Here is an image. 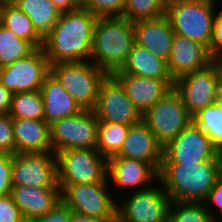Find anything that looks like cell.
<instances>
[{"label":"cell","instance_id":"cell-1","mask_svg":"<svg viewBox=\"0 0 222 222\" xmlns=\"http://www.w3.org/2000/svg\"><path fill=\"white\" fill-rule=\"evenodd\" d=\"M98 17L85 7L62 12L44 37L43 50L48 64L89 61L94 27Z\"/></svg>","mask_w":222,"mask_h":222},{"label":"cell","instance_id":"cell-2","mask_svg":"<svg viewBox=\"0 0 222 222\" xmlns=\"http://www.w3.org/2000/svg\"><path fill=\"white\" fill-rule=\"evenodd\" d=\"M222 172V161L198 164H161V183L172 202H204Z\"/></svg>","mask_w":222,"mask_h":222},{"label":"cell","instance_id":"cell-3","mask_svg":"<svg viewBox=\"0 0 222 222\" xmlns=\"http://www.w3.org/2000/svg\"><path fill=\"white\" fill-rule=\"evenodd\" d=\"M135 44L133 22L123 17L97 19L89 61L108 74L121 69Z\"/></svg>","mask_w":222,"mask_h":222},{"label":"cell","instance_id":"cell-4","mask_svg":"<svg viewBox=\"0 0 222 222\" xmlns=\"http://www.w3.org/2000/svg\"><path fill=\"white\" fill-rule=\"evenodd\" d=\"M49 72L82 110L89 111L95 109L100 85L108 75L90 61L56 63L49 66Z\"/></svg>","mask_w":222,"mask_h":222},{"label":"cell","instance_id":"cell-5","mask_svg":"<svg viewBox=\"0 0 222 222\" xmlns=\"http://www.w3.org/2000/svg\"><path fill=\"white\" fill-rule=\"evenodd\" d=\"M108 178L103 183L60 187L61 202L71 211L109 222L117 218V200L111 196Z\"/></svg>","mask_w":222,"mask_h":222},{"label":"cell","instance_id":"cell-6","mask_svg":"<svg viewBox=\"0 0 222 222\" xmlns=\"http://www.w3.org/2000/svg\"><path fill=\"white\" fill-rule=\"evenodd\" d=\"M215 0L166 6L168 17L175 34L206 45L210 50L216 8Z\"/></svg>","mask_w":222,"mask_h":222},{"label":"cell","instance_id":"cell-7","mask_svg":"<svg viewBox=\"0 0 222 222\" xmlns=\"http://www.w3.org/2000/svg\"><path fill=\"white\" fill-rule=\"evenodd\" d=\"M58 185L103 183L108 160L96 149H69L56 154Z\"/></svg>","mask_w":222,"mask_h":222},{"label":"cell","instance_id":"cell-8","mask_svg":"<svg viewBox=\"0 0 222 222\" xmlns=\"http://www.w3.org/2000/svg\"><path fill=\"white\" fill-rule=\"evenodd\" d=\"M142 120L164 148L192 122V116L173 88L142 115Z\"/></svg>","mask_w":222,"mask_h":222},{"label":"cell","instance_id":"cell-9","mask_svg":"<svg viewBox=\"0 0 222 222\" xmlns=\"http://www.w3.org/2000/svg\"><path fill=\"white\" fill-rule=\"evenodd\" d=\"M98 127L95 113L89 110L53 122L49 125L52 151L96 149Z\"/></svg>","mask_w":222,"mask_h":222},{"label":"cell","instance_id":"cell-10","mask_svg":"<svg viewBox=\"0 0 222 222\" xmlns=\"http://www.w3.org/2000/svg\"><path fill=\"white\" fill-rule=\"evenodd\" d=\"M128 198L117 201V218L121 222H168L171 198L162 185L131 191Z\"/></svg>","mask_w":222,"mask_h":222},{"label":"cell","instance_id":"cell-11","mask_svg":"<svg viewBox=\"0 0 222 222\" xmlns=\"http://www.w3.org/2000/svg\"><path fill=\"white\" fill-rule=\"evenodd\" d=\"M12 186L59 187L56 154L52 150L13 154Z\"/></svg>","mask_w":222,"mask_h":222},{"label":"cell","instance_id":"cell-12","mask_svg":"<svg viewBox=\"0 0 222 222\" xmlns=\"http://www.w3.org/2000/svg\"><path fill=\"white\" fill-rule=\"evenodd\" d=\"M222 161L208 135L193 121L163 148L161 164H198Z\"/></svg>","mask_w":222,"mask_h":222},{"label":"cell","instance_id":"cell-13","mask_svg":"<svg viewBox=\"0 0 222 222\" xmlns=\"http://www.w3.org/2000/svg\"><path fill=\"white\" fill-rule=\"evenodd\" d=\"M93 112L99 122H115L135 125L142 120V114L128 98L122 84L108 74L102 81Z\"/></svg>","mask_w":222,"mask_h":222},{"label":"cell","instance_id":"cell-14","mask_svg":"<svg viewBox=\"0 0 222 222\" xmlns=\"http://www.w3.org/2000/svg\"><path fill=\"white\" fill-rule=\"evenodd\" d=\"M49 64L43 48L0 68V82L13 94L40 90Z\"/></svg>","mask_w":222,"mask_h":222},{"label":"cell","instance_id":"cell-15","mask_svg":"<svg viewBox=\"0 0 222 222\" xmlns=\"http://www.w3.org/2000/svg\"><path fill=\"white\" fill-rule=\"evenodd\" d=\"M174 89L181 96L185 108L192 117L221 99L215 71L211 65L177 79L174 82Z\"/></svg>","mask_w":222,"mask_h":222},{"label":"cell","instance_id":"cell-16","mask_svg":"<svg viewBox=\"0 0 222 222\" xmlns=\"http://www.w3.org/2000/svg\"><path fill=\"white\" fill-rule=\"evenodd\" d=\"M211 58L212 54L206 45L175 34L167 61L168 71L175 82L186 74L207 67Z\"/></svg>","mask_w":222,"mask_h":222},{"label":"cell","instance_id":"cell-17","mask_svg":"<svg viewBox=\"0 0 222 222\" xmlns=\"http://www.w3.org/2000/svg\"><path fill=\"white\" fill-rule=\"evenodd\" d=\"M107 178L116 189L134 188L136 192L150 188L158 180V173L143 161L113 156L108 159Z\"/></svg>","mask_w":222,"mask_h":222},{"label":"cell","instance_id":"cell-18","mask_svg":"<svg viewBox=\"0 0 222 222\" xmlns=\"http://www.w3.org/2000/svg\"><path fill=\"white\" fill-rule=\"evenodd\" d=\"M116 156L148 163L158 173L163 159V147L147 124L141 120L130 126L126 139Z\"/></svg>","mask_w":222,"mask_h":222},{"label":"cell","instance_id":"cell-19","mask_svg":"<svg viewBox=\"0 0 222 222\" xmlns=\"http://www.w3.org/2000/svg\"><path fill=\"white\" fill-rule=\"evenodd\" d=\"M123 86L128 98L143 115L174 88L173 80H159L129 74H112Z\"/></svg>","mask_w":222,"mask_h":222},{"label":"cell","instance_id":"cell-20","mask_svg":"<svg viewBox=\"0 0 222 222\" xmlns=\"http://www.w3.org/2000/svg\"><path fill=\"white\" fill-rule=\"evenodd\" d=\"M133 28L137 45L150 50L165 61L169 60L175 33L166 15L133 22Z\"/></svg>","mask_w":222,"mask_h":222},{"label":"cell","instance_id":"cell-21","mask_svg":"<svg viewBox=\"0 0 222 222\" xmlns=\"http://www.w3.org/2000/svg\"><path fill=\"white\" fill-rule=\"evenodd\" d=\"M10 195L25 220L37 221L61 202L60 187L12 186Z\"/></svg>","mask_w":222,"mask_h":222},{"label":"cell","instance_id":"cell-22","mask_svg":"<svg viewBox=\"0 0 222 222\" xmlns=\"http://www.w3.org/2000/svg\"><path fill=\"white\" fill-rule=\"evenodd\" d=\"M40 92L43 98L44 121L48 125L82 111L74 98L50 72L45 76Z\"/></svg>","mask_w":222,"mask_h":222},{"label":"cell","instance_id":"cell-23","mask_svg":"<svg viewBox=\"0 0 222 222\" xmlns=\"http://www.w3.org/2000/svg\"><path fill=\"white\" fill-rule=\"evenodd\" d=\"M15 153L52 150L49 125L44 120L13 119Z\"/></svg>","mask_w":222,"mask_h":222},{"label":"cell","instance_id":"cell-24","mask_svg":"<svg viewBox=\"0 0 222 222\" xmlns=\"http://www.w3.org/2000/svg\"><path fill=\"white\" fill-rule=\"evenodd\" d=\"M112 74H129L159 80H173L168 71L167 61L155 56L150 50L136 43L125 64Z\"/></svg>","mask_w":222,"mask_h":222},{"label":"cell","instance_id":"cell-25","mask_svg":"<svg viewBox=\"0 0 222 222\" xmlns=\"http://www.w3.org/2000/svg\"><path fill=\"white\" fill-rule=\"evenodd\" d=\"M12 4L31 19L34 28L43 38L62 13L50 0H13Z\"/></svg>","mask_w":222,"mask_h":222},{"label":"cell","instance_id":"cell-26","mask_svg":"<svg viewBox=\"0 0 222 222\" xmlns=\"http://www.w3.org/2000/svg\"><path fill=\"white\" fill-rule=\"evenodd\" d=\"M0 24L36 48L43 47L44 38L36 31L31 19L14 4L0 5Z\"/></svg>","mask_w":222,"mask_h":222},{"label":"cell","instance_id":"cell-27","mask_svg":"<svg viewBox=\"0 0 222 222\" xmlns=\"http://www.w3.org/2000/svg\"><path fill=\"white\" fill-rule=\"evenodd\" d=\"M130 126L115 122H99L96 150L107 160L116 156Z\"/></svg>","mask_w":222,"mask_h":222},{"label":"cell","instance_id":"cell-28","mask_svg":"<svg viewBox=\"0 0 222 222\" xmlns=\"http://www.w3.org/2000/svg\"><path fill=\"white\" fill-rule=\"evenodd\" d=\"M36 49L31 42L21 39L0 24V68L12 64L15 60L28 57Z\"/></svg>","mask_w":222,"mask_h":222},{"label":"cell","instance_id":"cell-29","mask_svg":"<svg viewBox=\"0 0 222 222\" xmlns=\"http://www.w3.org/2000/svg\"><path fill=\"white\" fill-rule=\"evenodd\" d=\"M192 121L203 130L213 147L222 152V99L205 107L192 117Z\"/></svg>","mask_w":222,"mask_h":222},{"label":"cell","instance_id":"cell-30","mask_svg":"<svg viewBox=\"0 0 222 222\" xmlns=\"http://www.w3.org/2000/svg\"><path fill=\"white\" fill-rule=\"evenodd\" d=\"M9 115L13 119L44 120L40 90L13 94Z\"/></svg>","mask_w":222,"mask_h":222},{"label":"cell","instance_id":"cell-31","mask_svg":"<svg viewBox=\"0 0 222 222\" xmlns=\"http://www.w3.org/2000/svg\"><path fill=\"white\" fill-rule=\"evenodd\" d=\"M202 202H171L168 222H218Z\"/></svg>","mask_w":222,"mask_h":222},{"label":"cell","instance_id":"cell-32","mask_svg":"<svg viewBox=\"0 0 222 222\" xmlns=\"http://www.w3.org/2000/svg\"><path fill=\"white\" fill-rule=\"evenodd\" d=\"M166 15L164 0H126L122 16L130 22L157 19Z\"/></svg>","mask_w":222,"mask_h":222},{"label":"cell","instance_id":"cell-33","mask_svg":"<svg viewBox=\"0 0 222 222\" xmlns=\"http://www.w3.org/2000/svg\"><path fill=\"white\" fill-rule=\"evenodd\" d=\"M126 0H87L83 6L98 18L121 17Z\"/></svg>","mask_w":222,"mask_h":222},{"label":"cell","instance_id":"cell-34","mask_svg":"<svg viewBox=\"0 0 222 222\" xmlns=\"http://www.w3.org/2000/svg\"><path fill=\"white\" fill-rule=\"evenodd\" d=\"M0 153L15 154L13 118L9 113H0Z\"/></svg>","mask_w":222,"mask_h":222},{"label":"cell","instance_id":"cell-35","mask_svg":"<svg viewBox=\"0 0 222 222\" xmlns=\"http://www.w3.org/2000/svg\"><path fill=\"white\" fill-rule=\"evenodd\" d=\"M13 163V154L0 153V196L11 194V169Z\"/></svg>","mask_w":222,"mask_h":222},{"label":"cell","instance_id":"cell-36","mask_svg":"<svg viewBox=\"0 0 222 222\" xmlns=\"http://www.w3.org/2000/svg\"><path fill=\"white\" fill-rule=\"evenodd\" d=\"M23 220V215L11 195L0 196V222H22Z\"/></svg>","mask_w":222,"mask_h":222},{"label":"cell","instance_id":"cell-37","mask_svg":"<svg viewBox=\"0 0 222 222\" xmlns=\"http://www.w3.org/2000/svg\"><path fill=\"white\" fill-rule=\"evenodd\" d=\"M210 53L212 55L222 53V11L220 10L215 12Z\"/></svg>","mask_w":222,"mask_h":222},{"label":"cell","instance_id":"cell-38","mask_svg":"<svg viewBox=\"0 0 222 222\" xmlns=\"http://www.w3.org/2000/svg\"><path fill=\"white\" fill-rule=\"evenodd\" d=\"M205 206L211 205L217 208V217H222V172L218 175L215 185L210 190L207 199L203 202Z\"/></svg>","mask_w":222,"mask_h":222},{"label":"cell","instance_id":"cell-39","mask_svg":"<svg viewBox=\"0 0 222 222\" xmlns=\"http://www.w3.org/2000/svg\"><path fill=\"white\" fill-rule=\"evenodd\" d=\"M37 222H71V211L60 202Z\"/></svg>","mask_w":222,"mask_h":222},{"label":"cell","instance_id":"cell-40","mask_svg":"<svg viewBox=\"0 0 222 222\" xmlns=\"http://www.w3.org/2000/svg\"><path fill=\"white\" fill-rule=\"evenodd\" d=\"M210 65L213 67L217 80V89L222 99V53L212 55Z\"/></svg>","mask_w":222,"mask_h":222},{"label":"cell","instance_id":"cell-41","mask_svg":"<svg viewBox=\"0 0 222 222\" xmlns=\"http://www.w3.org/2000/svg\"><path fill=\"white\" fill-rule=\"evenodd\" d=\"M13 93L6 89L0 82V113H9Z\"/></svg>","mask_w":222,"mask_h":222},{"label":"cell","instance_id":"cell-42","mask_svg":"<svg viewBox=\"0 0 222 222\" xmlns=\"http://www.w3.org/2000/svg\"><path fill=\"white\" fill-rule=\"evenodd\" d=\"M61 12H68L76 9L78 6L73 0H50Z\"/></svg>","mask_w":222,"mask_h":222},{"label":"cell","instance_id":"cell-43","mask_svg":"<svg viewBox=\"0 0 222 222\" xmlns=\"http://www.w3.org/2000/svg\"><path fill=\"white\" fill-rule=\"evenodd\" d=\"M71 222H104L98 218L86 216L76 212H71Z\"/></svg>","mask_w":222,"mask_h":222},{"label":"cell","instance_id":"cell-44","mask_svg":"<svg viewBox=\"0 0 222 222\" xmlns=\"http://www.w3.org/2000/svg\"><path fill=\"white\" fill-rule=\"evenodd\" d=\"M197 1H202V0H164L165 6H170V5H178V4H183V3H192V2H197Z\"/></svg>","mask_w":222,"mask_h":222},{"label":"cell","instance_id":"cell-45","mask_svg":"<svg viewBox=\"0 0 222 222\" xmlns=\"http://www.w3.org/2000/svg\"><path fill=\"white\" fill-rule=\"evenodd\" d=\"M73 1L78 7H83L87 2V0H73Z\"/></svg>","mask_w":222,"mask_h":222},{"label":"cell","instance_id":"cell-46","mask_svg":"<svg viewBox=\"0 0 222 222\" xmlns=\"http://www.w3.org/2000/svg\"><path fill=\"white\" fill-rule=\"evenodd\" d=\"M13 0H0V5L12 3Z\"/></svg>","mask_w":222,"mask_h":222},{"label":"cell","instance_id":"cell-47","mask_svg":"<svg viewBox=\"0 0 222 222\" xmlns=\"http://www.w3.org/2000/svg\"><path fill=\"white\" fill-rule=\"evenodd\" d=\"M109 222H121L118 218L112 220V221H109Z\"/></svg>","mask_w":222,"mask_h":222},{"label":"cell","instance_id":"cell-48","mask_svg":"<svg viewBox=\"0 0 222 222\" xmlns=\"http://www.w3.org/2000/svg\"><path fill=\"white\" fill-rule=\"evenodd\" d=\"M22 222H37V221H34V220H23Z\"/></svg>","mask_w":222,"mask_h":222}]
</instances>
